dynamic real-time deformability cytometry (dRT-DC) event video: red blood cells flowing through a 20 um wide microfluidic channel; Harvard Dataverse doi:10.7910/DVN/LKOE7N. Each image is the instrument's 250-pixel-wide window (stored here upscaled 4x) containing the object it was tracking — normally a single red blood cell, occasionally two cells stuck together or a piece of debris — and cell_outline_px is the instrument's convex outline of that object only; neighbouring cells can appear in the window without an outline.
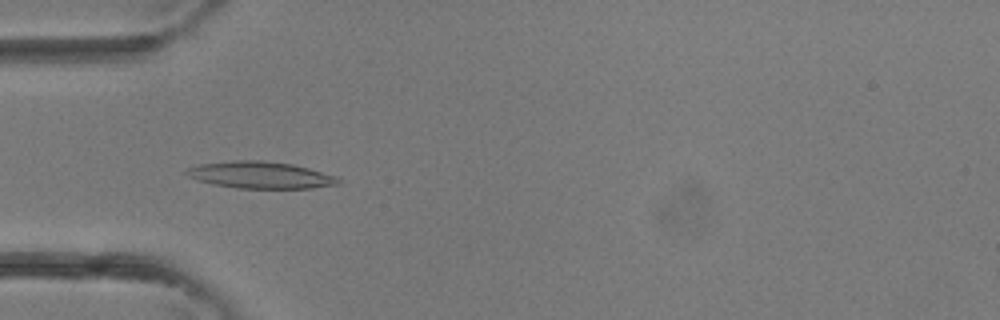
{"species": "common noctule bat (a hibernating species)", "species_latin": "Nyctalus noctula", "temperature_condition": "room temperature", "stored_images_in_passage": 4, "camera_frame_rate_fps": 3000, "um_per_image_px": 0.085, "animal": {"sex": "female"}, "frame": {"image": 1, "passage_image": 3, "time_ms": 0.667, "image_size_px": [1000, 320], "cell_outline_px": [[340, 184], [312, 188], [236, 188], [212, 184], [196, 180], [188, 176], [184, 172], [188, 168], [200, 164], [232, 160], [260, 160], [292, 164], [308, 168], [336, 176], [340, 180]], "centroid_in_image_um": [22.11, 14.88], "position_along_channel_um": 62.9, "area_um2": 23.76}}
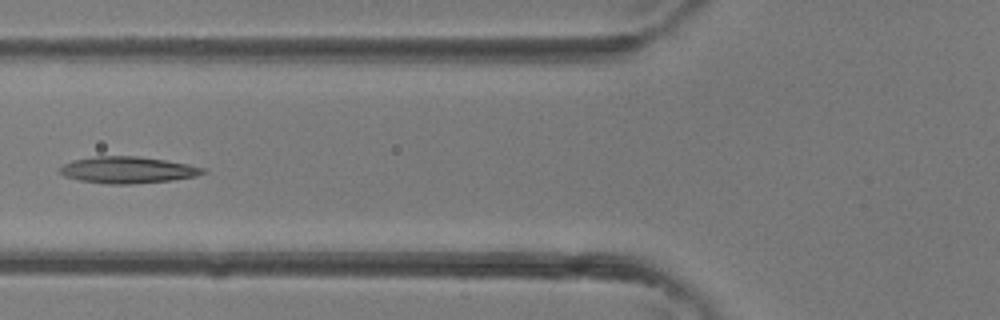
{"frame": {"image": 2, "passage_image": 4, "time_ms": 1.0, "image_size_px": [1000, 320], "cell_outline_px": [[208, 172], [196, 176], [172, 180], [132, 184], [108, 184], [80, 180], [64, 176], [60, 172], [60, 168], [64, 164], [72, 160], [96, 156], [136, 156], [164, 160], [188, 164], [204, 168]], "centroid_in_image_um": [10.86, 14.44], "position_along_channel_um": 114.9, "area_um2": 22.08}}